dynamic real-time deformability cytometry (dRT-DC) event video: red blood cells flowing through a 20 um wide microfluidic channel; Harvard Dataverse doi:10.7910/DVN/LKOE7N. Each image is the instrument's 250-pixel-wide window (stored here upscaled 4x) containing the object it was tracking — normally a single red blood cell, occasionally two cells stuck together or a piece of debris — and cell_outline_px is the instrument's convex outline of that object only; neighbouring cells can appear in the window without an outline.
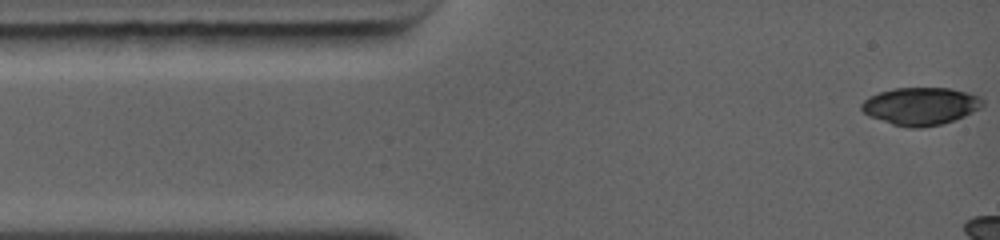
{"species": "common noctule bat (a hibernating species)", "species_latin": "Nyctalus noctula", "temperature_condition": "warm", "stored_images_in_passage": 3, "camera_frame_rate_fps": 5000, "um_per_image_px": 0.085, "animal": {"sex": "female", "body_mass_g": 19.0, "forearm_length_mm": 56.7}, "frame": {"image": 1, "passage_image": 1, "time_ms": 0.0, "image_size_px": [1000, 240], "cell_outline_px": [[984, 104], [980, 108], [964, 116], [940, 124], [920, 128], [908, 128], [892, 124], [868, 116], [860, 108], [860, 104], [868, 96], [892, 88], [948, 88], [968, 92], [980, 96], [984, 100]], "centroid_in_image_um": [78.23, 9.02], "position_along_channel_um": 6.8, "area_um2": 26.65}}